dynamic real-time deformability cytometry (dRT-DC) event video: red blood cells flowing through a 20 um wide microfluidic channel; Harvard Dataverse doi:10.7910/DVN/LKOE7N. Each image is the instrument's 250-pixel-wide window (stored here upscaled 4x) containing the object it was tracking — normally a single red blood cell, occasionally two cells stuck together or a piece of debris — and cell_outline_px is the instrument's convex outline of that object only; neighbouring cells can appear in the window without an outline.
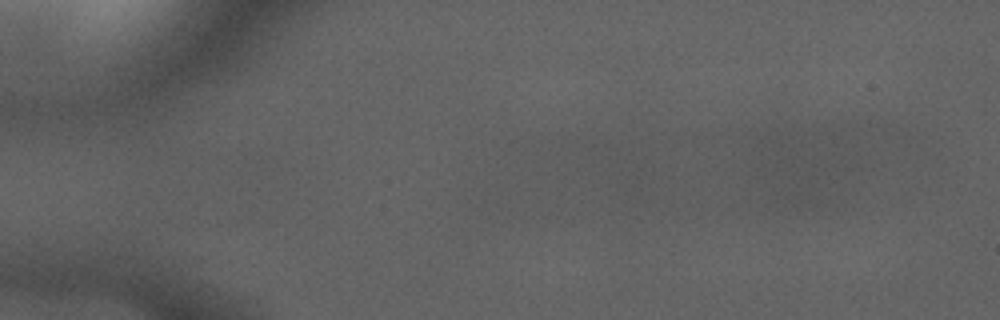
{"species": "common noctule bat (a hibernating species)", "species_latin": "Nyctalus noctula", "temperature_condition": "cold", "stored_images_in_passage": 2, "camera_frame_rate_fps": 3000, "um_per_image_px": 0.085, "animal": {"sex": "male", "forearm_length_mm": 52.5}, "frame": {"image": 1, "passage_image": 1, "time_ms": 0.0, "image_size_px": [1000, 320], "cell_outline_px": [[644, 200], [636, 200], [608, 196], [556, 152], [560, 148], [572, 140], [640, 140], [644, 156]], "centroid_in_image_um": [51.8, 14.06], "position_along_channel_um": 33.2, "area_um2": 27.11}}